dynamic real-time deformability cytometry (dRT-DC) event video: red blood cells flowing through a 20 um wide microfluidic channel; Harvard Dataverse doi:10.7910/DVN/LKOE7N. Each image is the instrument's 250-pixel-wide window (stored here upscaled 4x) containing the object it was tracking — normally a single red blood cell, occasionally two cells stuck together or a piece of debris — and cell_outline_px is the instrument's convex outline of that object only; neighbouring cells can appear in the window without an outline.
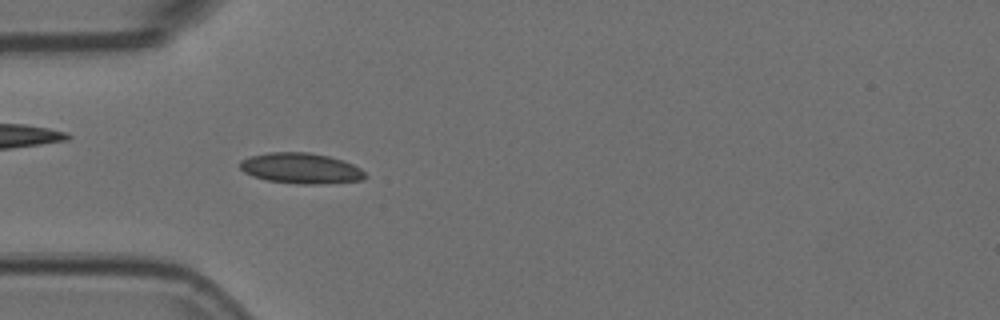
{"species": "Egyptian fruit bat (a non-hibernating species)", "species_latin": "Rousettus aegyptiacus", "temperature_condition": "room temperature", "stored_images_in_passage": 29, "camera_frame_rate_fps": 3000, "um_per_image_px": 0.085, "animal": {"sex": "female"}, "frame": {"image": 1, "passage_image": 15, "time_ms": 4.667, "image_size_px": [1000, 320], "cell_outline_px": [[368, 176], [364, 180], [316, 184], [296, 184], [268, 180], [252, 176], [244, 172], [240, 168], [240, 160], [248, 156], [268, 152], [308, 152], [328, 156], [344, 160], [360, 168]], "centroid_in_image_um": [25.57, 14.3], "position_along_channel_um": 59.4, "area_um2": 22.48}}
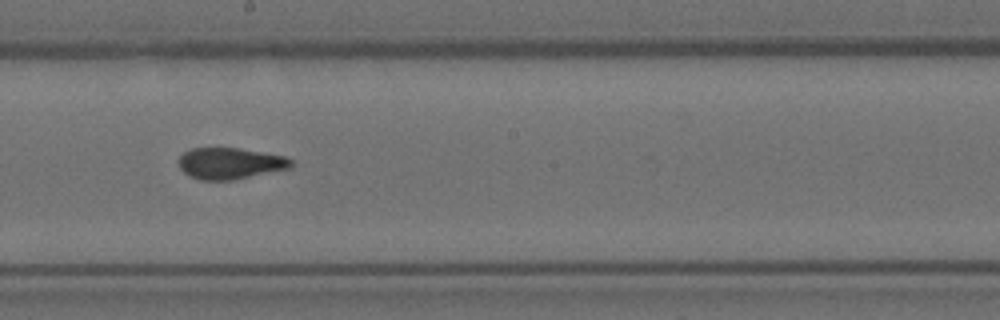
{"frame": {"image": 2, "passage_image": 23, "time_ms": 7.333, "image_size_px": [1000, 320], "cell_outline_px": [[292, 168], [236, 180], [200, 180], [188, 176], [180, 168], [180, 156], [184, 152], [192, 148], [240, 148], [284, 156], [292, 160]], "centroid_in_image_um": [19.58, 13.9], "position_along_channel_um": 228.6, "area_um2": 20.69}}
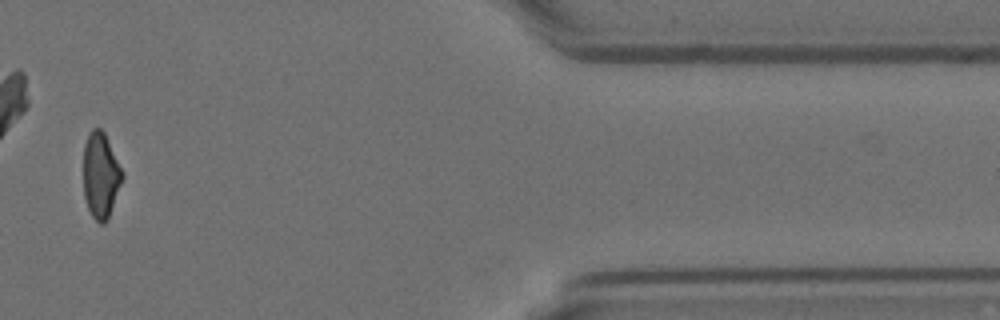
{"frame": {"image": 3, "passage_image": 28, "time_ms": 9.0, "image_size_px": [1000, 320], "cell_outline_px": [[124, 176], [108, 220], [104, 224], [100, 224], [92, 216], [88, 208], [84, 196], [84, 144], [92, 128], [100, 128], [104, 132], [124, 172]], "centroid_in_image_um": [8.58, 14.92], "position_along_channel_um": 402.8, "area_um2": 19.48}}